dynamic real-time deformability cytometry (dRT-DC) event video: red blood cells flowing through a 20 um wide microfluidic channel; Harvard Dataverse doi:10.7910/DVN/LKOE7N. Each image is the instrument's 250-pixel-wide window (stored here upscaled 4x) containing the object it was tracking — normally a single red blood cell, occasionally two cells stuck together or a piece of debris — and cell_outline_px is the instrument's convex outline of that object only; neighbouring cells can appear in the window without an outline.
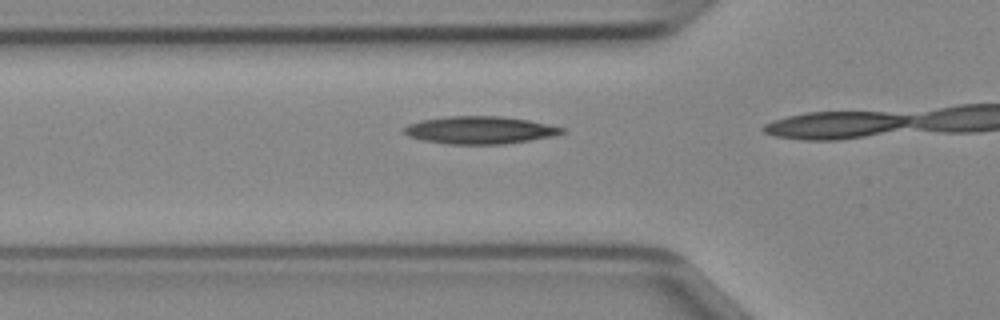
{"species": "Egyptian fruit bat (a non-hibernating species)", "species_latin": "Rousettus aegyptiacus", "temperature_condition": "cold", "stored_images_in_passage": 4, "camera_frame_rate_fps": 3000, "um_per_image_px": 0.085, "animal": {"sex": "female"}, "frame": {"image": 1, "passage_image": 3, "time_ms": 0.667, "image_size_px": [1000, 320], "cell_outline_px": [[564, 132], [556, 136], [504, 144], [448, 144], [424, 140], [408, 136], [400, 132], [400, 128], [408, 124], [420, 120], [448, 116], [500, 116], [528, 120], [564, 128]], "centroid_in_image_um": [40.73, 11.06], "position_along_channel_um": 85.1, "area_um2": 25.49}}